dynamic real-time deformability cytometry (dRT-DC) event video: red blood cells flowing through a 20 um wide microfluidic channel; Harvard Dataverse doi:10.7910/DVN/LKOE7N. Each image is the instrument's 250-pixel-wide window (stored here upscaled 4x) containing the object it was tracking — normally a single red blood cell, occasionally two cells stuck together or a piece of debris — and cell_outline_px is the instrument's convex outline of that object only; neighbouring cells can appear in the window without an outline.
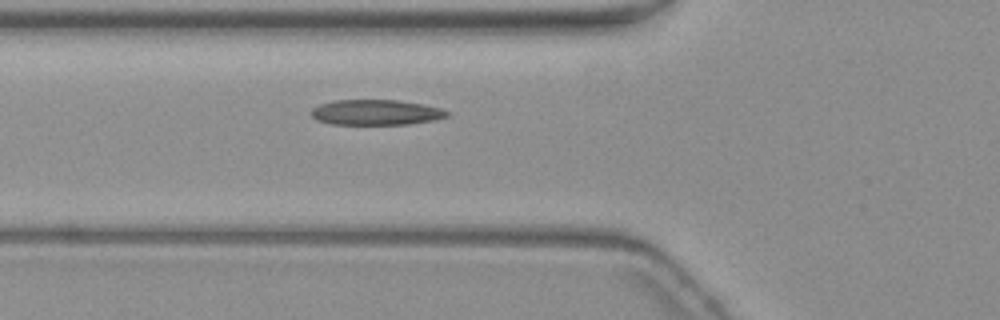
{"species": "common noctule bat (a hibernating species)", "species_latin": "Nyctalus noctula", "temperature_condition": "warm", "stored_images_in_passage": 5, "camera_frame_rate_fps": 3000, "um_per_image_px": 0.085, "animal": {"sex": "female", "body_mass_g": 19.3, "forearm_length_mm": 54.1}, "frame": {"image": 1, "passage_image": 5, "time_ms": 5.667, "image_size_px": [1000, 320], "cell_outline_px": [[452, 116], [436, 120], [408, 124], [332, 124], [316, 120], [312, 116], [312, 108], [320, 104], [336, 100], [396, 100], [420, 104], [440, 108], [452, 112]], "centroid_in_image_um": [32.01, 9.56], "position_along_channel_um": 93.8, "area_um2": 20.11}}